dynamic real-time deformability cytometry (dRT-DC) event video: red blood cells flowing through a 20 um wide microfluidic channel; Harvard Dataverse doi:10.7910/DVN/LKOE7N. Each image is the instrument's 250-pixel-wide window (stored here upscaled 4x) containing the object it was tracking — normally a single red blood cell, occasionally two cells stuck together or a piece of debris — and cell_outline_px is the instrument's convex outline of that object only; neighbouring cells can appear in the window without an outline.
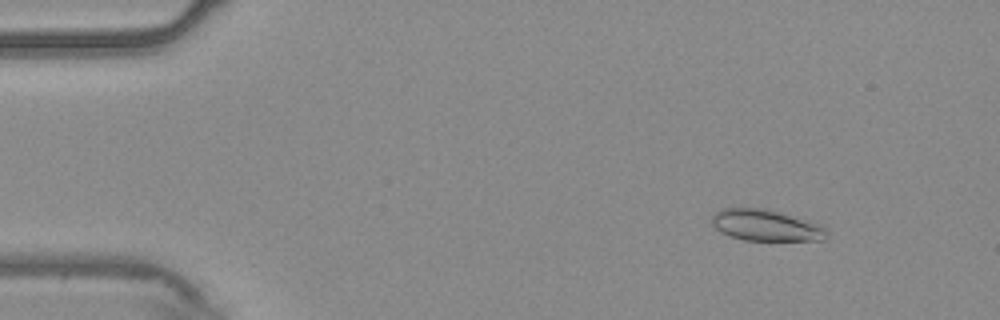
{"species": "common noctule bat (a hibernating species)", "species_latin": "Nyctalus noctula", "temperature_condition": "warm", "stored_images_in_passage": 54, "camera_frame_rate_fps": 3000, "um_per_image_px": 0.085, "animal": {"sex": "male", "body_mass_g": 20.4}, "frame": {"image": 1, "passage_image": 6, "time_ms": 1.667, "image_size_px": [1000, 320], "cell_outline_px": [[824, 240], [744, 240], [720, 232], [712, 224], [712, 216], [720, 208], [764, 208], [824, 224]], "centroid_in_image_um": [65.08, 19.14], "position_along_channel_um": 19.9, "area_um2": 20.81}}
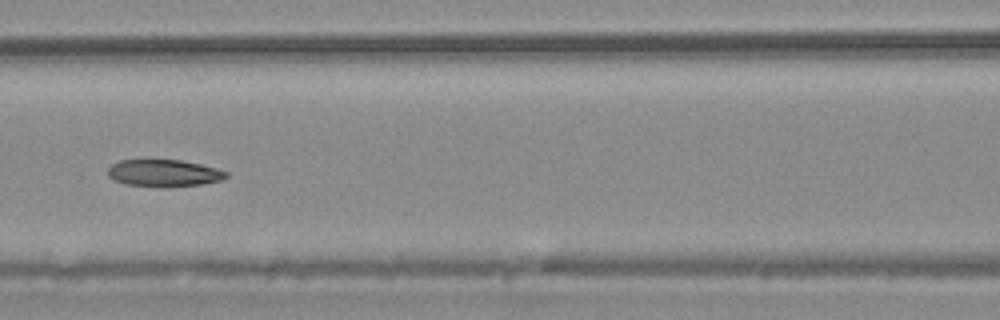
{"frame": {"image": 2, "passage_image": 24, "time_ms": 7.667, "image_size_px": [1000, 320], "cell_outline_px": [[228, 176], [220, 180], [200, 184], [168, 188], [164, 188], [124, 184], [112, 180], [108, 176], [108, 168], [112, 164], [120, 160], [180, 160], [200, 164], [216, 168], [228, 172]], "centroid_in_image_um": [13.89, 14.73], "position_along_channel_um": 152.7, "area_um2": 18.84}}
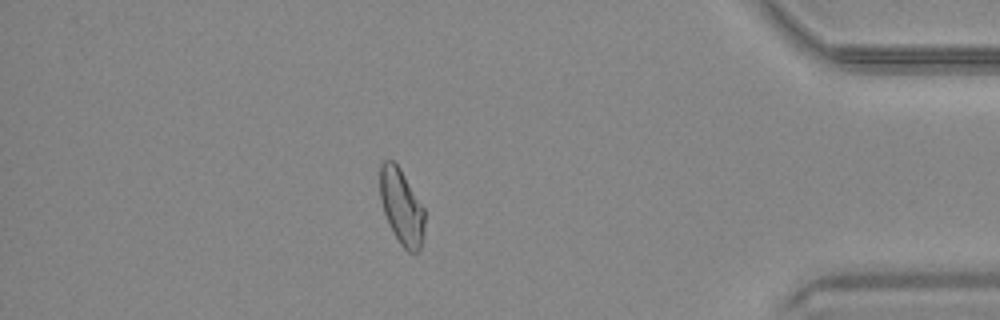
{"frame": {"image": 3, "passage_image": 47, "time_ms": 15.333, "image_size_px": [1000, 320], "cell_outline_px": [[424, 228], [420, 248], [416, 252], [408, 252], [400, 244], [388, 224], [380, 200], [380, 164], [384, 160], [392, 160], [400, 168], [424, 208]], "centroid_in_image_um": [34.11, 17.57], "position_along_channel_um": 401.1, "area_um2": 19.54}, "authors_computed_cell_mechanics": {"area_um2": 19.9988, "velocity_mm_per_s": 3.736, "shape_relaxation_time_tau1_ms": null, "shape_relaxation_time_tau2_ms": 4.0983, "deformation_change_tau1": null, "deformation_change_tau2": 0.1098}}